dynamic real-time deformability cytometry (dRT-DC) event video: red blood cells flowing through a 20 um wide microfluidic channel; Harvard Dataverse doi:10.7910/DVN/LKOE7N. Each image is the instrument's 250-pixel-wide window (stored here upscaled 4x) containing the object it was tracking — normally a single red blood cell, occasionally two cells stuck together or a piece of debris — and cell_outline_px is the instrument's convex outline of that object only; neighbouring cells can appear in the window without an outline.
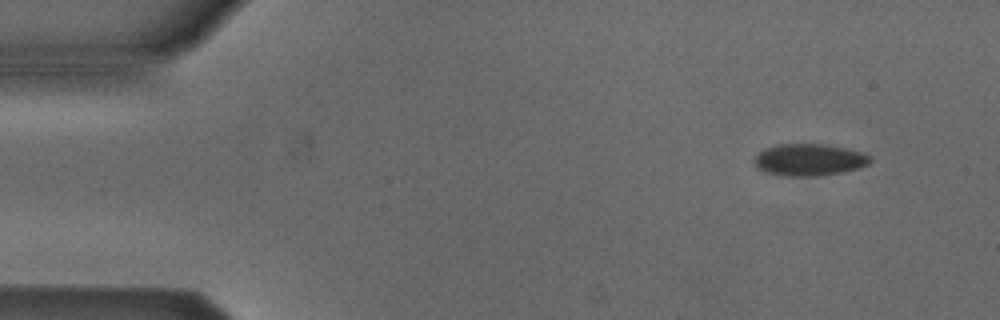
{"species": "Egyptian fruit bat (a non-hibernating species)", "species_latin": "Rousettus aegyptiacus", "temperature_condition": "cold", "stored_images_in_passage": 4, "camera_frame_rate_fps": 3000, "um_per_image_px": 0.085, "animal": {"sex": "male"}, "frame": {"image": 1, "passage_image": 1, "time_ms": 0.0, "image_size_px": [1000, 320], "cell_outline_px": [[872, 160], [868, 164], [844, 172], [820, 176], [788, 176], [764, 172], [756, 168], [752, 160], [764, 148], [776, 144], [820, 144], [844, 148], [860, 152], [872, 156]], "centroid_in_image_um": [68.74, 13.59], "position_along_channel_um": 16.3, "area_um2": 21.62}}